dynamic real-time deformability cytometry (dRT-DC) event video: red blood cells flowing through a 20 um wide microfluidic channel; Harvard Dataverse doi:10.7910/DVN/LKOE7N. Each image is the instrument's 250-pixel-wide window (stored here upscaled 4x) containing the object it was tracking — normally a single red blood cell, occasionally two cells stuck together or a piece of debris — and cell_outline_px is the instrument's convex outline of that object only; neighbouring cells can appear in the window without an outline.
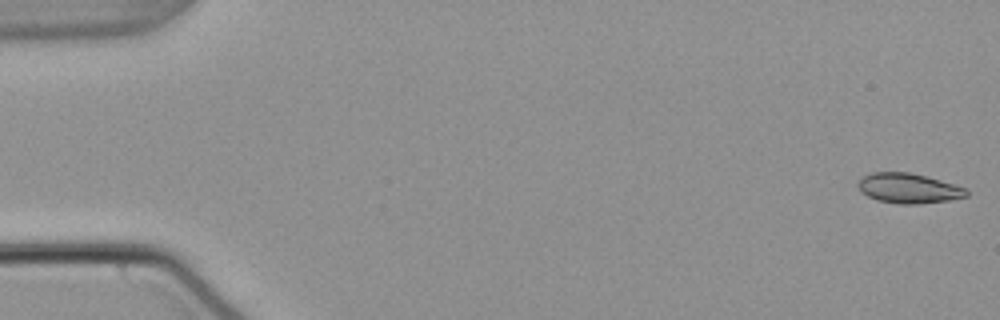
{"species": "common noctule bat (a hibernating species)", "species_latin": "Nyctalus noctula", "temperature_condition": "warm", "stored_images_in_passage": 54, "camera_frame_rate_fps": 3000, "um_per_image_px": 0.085, "animal": {"sex": "male", "body_mass_g": 21.5, "forearm_length_mm": 52.0}, "frame": {"image": 1, "passage_image": 1, "time_ms": 0.0, "image_size_px": [1000, 320], "cell_outline_px": [[968, 196], [948, 200], [916, 204], [896, 204], [876, 200], [860, 192], [856, 184], [864, 176], [872, 172], [908, 172], [940, 180], [968, 188]], "centroid_in_image_um": [77.21, 16.01], "position_along_channel_um": 7.8, "area_um2": 18.96}}
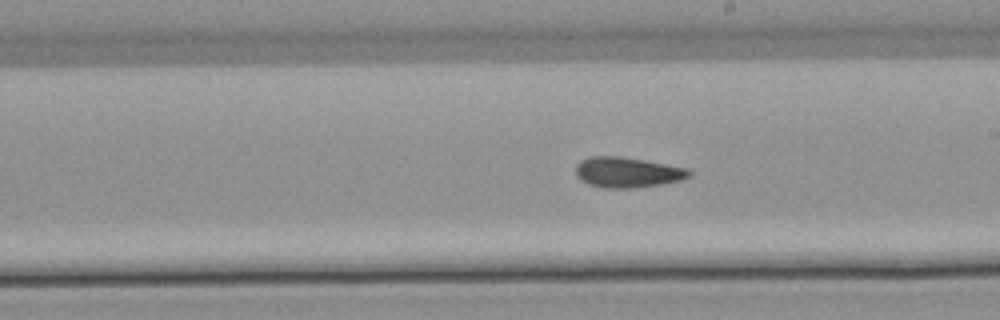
{"frame": {"image": 2, "passage_image": 31, "time_ms": 10.0, "image_size_px": [1000, 320], "cell_outline_px": [[692, 172], [688, 176], [680, 180], [660, 184], [632, 188], [604, 188], [588, 184], [580, 180], [576, 176], [576, 164], [580, 160], [588, 156], [620, 156], [644, 160], [688, 168]], "centroid_in_image_um": [53.27, 14.64], "position_along_channel_um": 235.7, "area_um2": 20.11}}
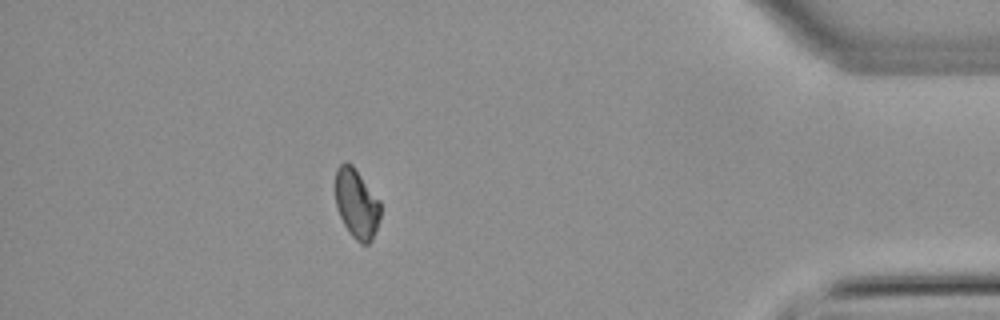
{"frame": {"image": 3, "passage_image": 48, "time_ms": 15.667, "image_size_px": [1000, 320], "cell_outline_px": [[380, 220], [372, 240], [368, 244], [360, 244], [348, 232], [336, 208], [336, 168], [344, 160], [348, 160], [352, 164], [380, 200]], "centroid_in_image_um": [30.31, 17.3], "position_along_channel_um": 404.9, "area_um2": 18.5}, "authors_computed_cell_mechanics": {"area_um2": 19.2185, "velocity_mm_per_s": 3.8097, "shape_relaxation_time_tau1_ms": 5.4164, "shape_relaxation_time_tau2_ms": 3.1089, "deformation_change_tau1": 0.1283, "deformation_change_tau2": 0.0915}}